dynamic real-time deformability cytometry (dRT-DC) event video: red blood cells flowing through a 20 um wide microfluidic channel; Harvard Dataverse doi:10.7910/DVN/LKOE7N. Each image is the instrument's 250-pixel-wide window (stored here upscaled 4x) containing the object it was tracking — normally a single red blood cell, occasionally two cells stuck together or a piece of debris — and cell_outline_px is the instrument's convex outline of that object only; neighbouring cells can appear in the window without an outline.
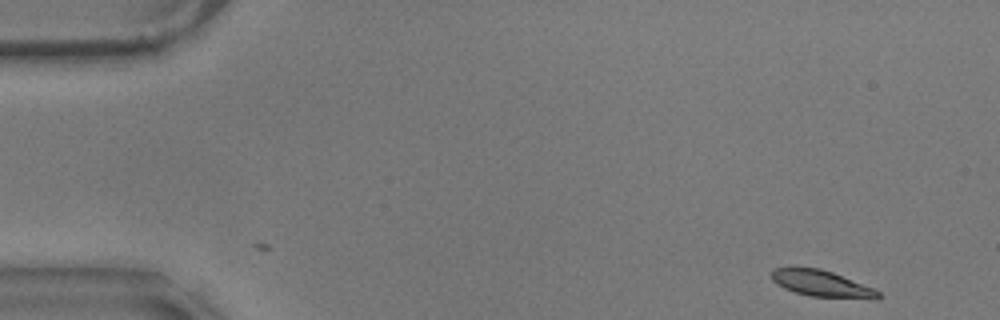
{"species": "common noctule bat (a hibernating species)", "species_latin": "Nyctalus noctula", "temperature_condition": "warm", "stored_images_in_passage": 54, "camera_frame_rate_fps": 3000, "um_per_image_px": 0.085, "animal": {"sex": "male", "body_mass_g": 17.9}, "frame": {"image": 1, "passage_image": 1, "time_ms": 0.0, "image_size_px": [1000, 320], "cell_outline_px": [[884, 296], [876, 300], [872, 300], [808, 296], [784, 288], [776, 284], [772, 280], [772, 268], [820, 268], [832, 272], [872, 288], [880, 292]], "centroid_in_image_um": [69.9, 24.14], "position_along_channel_um": 15.1, "area_um2": 16.47}}
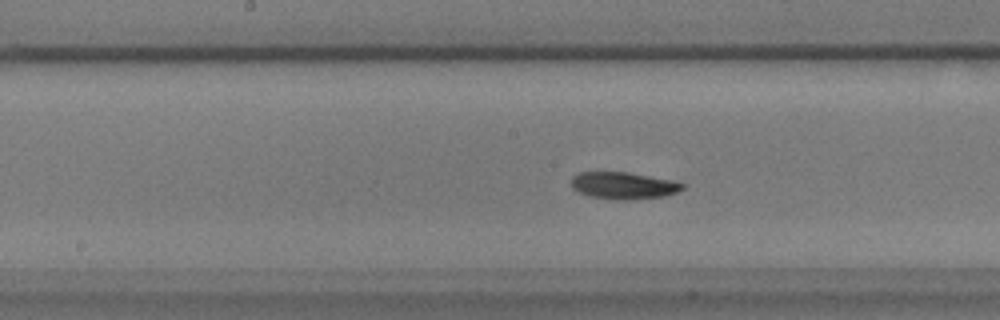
{"frame": {"image": 2, "passage_image": 26, "time_ms": 8.333, "image_size_px": [1000, 320], "cell_outline_px": [[684, 188], [676, 192], [664, 196], [628, 200], [616, 200], [588, 196], [572, 188], [572, 176], [580, 172], [628, 172], [672, 180], [684, 184]], "centroid_in_image_um": [52.98, 15.77], "position_along_channel_um": 195.2, "area_um2": 17.46}}
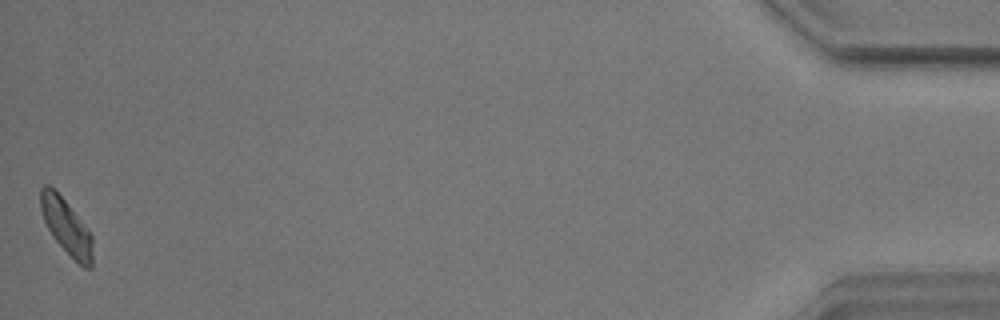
{"frame": {"image": 3, "passage_image": 54, "time_ms": 17.667, "image_size_px": [1000, 320], "cell_outline_px": [[92, 268], [84, 268], [52, 236], [44, 220], [40, 208], [40, 188], [44, 184], [48, 184], [64, 200], [92, 236]], "centroid_in_image_um": [5.61, 19.25], "position_along_channel_um": 429.6, "area_um2": 16.13}, "authors_computed_cell_mechanics": {"area_um2": 17.1955, "velocity_mm_per_s": 3.5036, "shape_relaxation_time_tau1_ms": 4.3227, "shape_relaxation_time_tau2_ms": null, "deformation_change_tau1": 0.1156, "deformation_change_tau2": null}}